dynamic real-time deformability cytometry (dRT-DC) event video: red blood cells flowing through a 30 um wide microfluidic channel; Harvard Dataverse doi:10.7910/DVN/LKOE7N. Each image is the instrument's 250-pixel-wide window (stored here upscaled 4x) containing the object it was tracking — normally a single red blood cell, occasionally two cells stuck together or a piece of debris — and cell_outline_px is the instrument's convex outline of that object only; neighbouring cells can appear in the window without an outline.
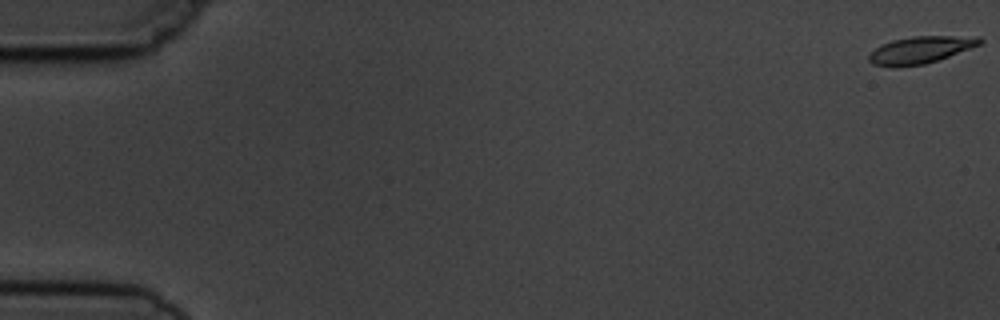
{"species": "common noctule bat (a hibernating species)", "species_latin": "Nyctalus noctula", "temperature_condition": "cold", "stored_images_in_passage": 7, "camera_frame_rate_fps": 3000, "um_per_image_px": 0.085, "animal": {"sex": "male", "body_mass_g": 19.5, "forearm_length_mm": 54.6}, "frame": {"image": 1, "passage_image": 1, "time_ms": 0.0, "image_size_px": [1000, 320], "cell_outline_px": [[984, 40], [980, 44], [948, 56], [924, 64], [892, 68], [872, 64], [868, 60], [868, 56], [880, 44], [892, 40], [912, 36], [980, 36]], "centroid_in_image_um": [78.2, 4.24], "position_along_channel_um": 6.8, "area_um2": 17.51}}
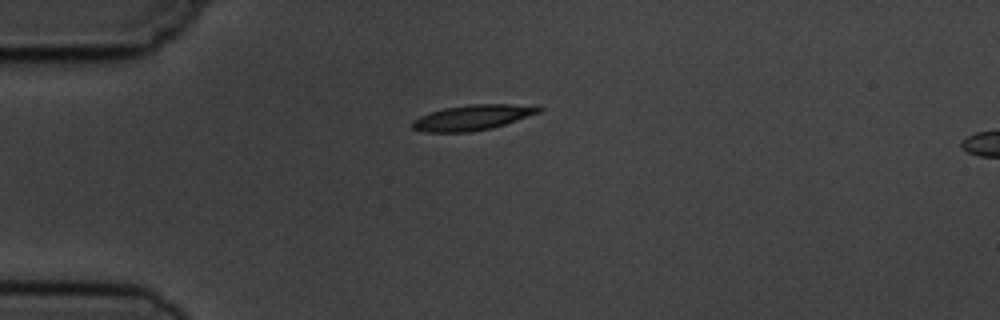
{"frame": {"image": 2, "passage_image": 5, "time_ms": 4.667, "image_size_px": [1000, 320], "cell_outline_px": [[544, 108], [540, 112], [492, 128], [472, 132], [424, 132], [412, 128], [412, 120], [420, 116], [444, 108], [468, 104], [540, 104]], "centroid_in_image_um": [40.22, 9.97], "position_along_channel_um": 44.8, "area_um2": 18.84}}
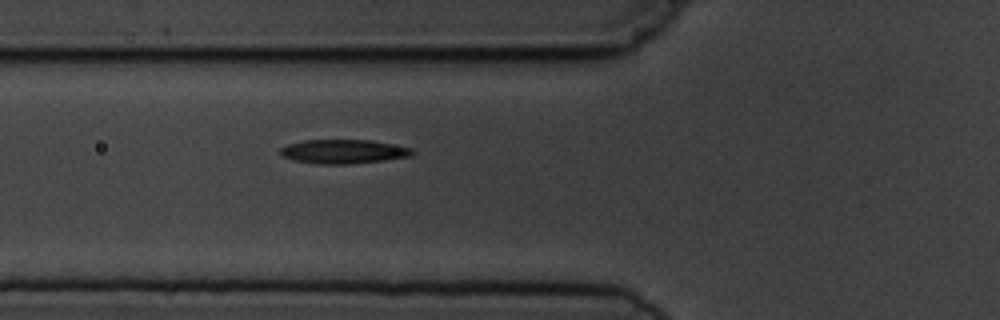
{"frame": {"image": 3, "passage_image": 7, "time_ms": 6.667, "image_size_px": [1000, 320], "cell_outline_px": [[416, 152], [412, 156], [384, 160], [352, 164], [320, 164], [292, 160], [284, 156], [280, 152], [280, 148], [288, 144], [304, 140], [368, 140], [412, 148]], "centroid_in_image_um": [29.21, 12.88], "position_along_channel_um": 96.6, "area_um2": 18.44}}